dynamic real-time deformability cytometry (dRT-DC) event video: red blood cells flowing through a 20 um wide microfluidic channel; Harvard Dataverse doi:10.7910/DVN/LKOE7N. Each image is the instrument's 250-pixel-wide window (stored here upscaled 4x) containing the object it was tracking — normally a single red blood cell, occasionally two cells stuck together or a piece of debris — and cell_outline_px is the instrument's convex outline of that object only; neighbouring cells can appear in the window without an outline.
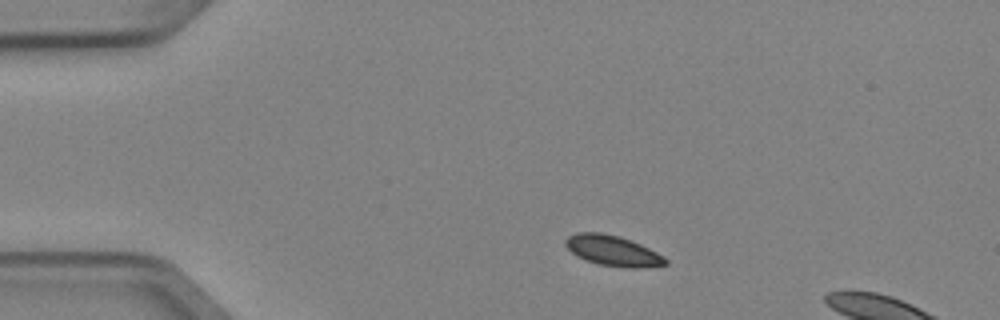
{"species": "Egyptian fruit bat (a non-hibernating species)", "species_latin": "Rousettus aegyptiacus", "temperature_condition": "cold", "stored_images_in_passage": 3, "camera_frame_rate_fps": 3000, "um_per_image_px": 0.085, "animal": {"sex": "female"}, "frame": {"image": 1, "passage_image": 1, "time_ms": 0.0, "image_size_px": [1000, 320], "cell_outline_px": [[668, 264], [640, 268], [632, 268], [600, 264], [576, 256], [564, 244], [564, 240], [568, 236], [576, 232], [600, 232], [620, 236], [632, 240], [664, 256], [668, 260]], "centroid_in_image_um": [52.09, 21.29], "position_along_channel_um": 32.9, "area_um2": 17.69}}